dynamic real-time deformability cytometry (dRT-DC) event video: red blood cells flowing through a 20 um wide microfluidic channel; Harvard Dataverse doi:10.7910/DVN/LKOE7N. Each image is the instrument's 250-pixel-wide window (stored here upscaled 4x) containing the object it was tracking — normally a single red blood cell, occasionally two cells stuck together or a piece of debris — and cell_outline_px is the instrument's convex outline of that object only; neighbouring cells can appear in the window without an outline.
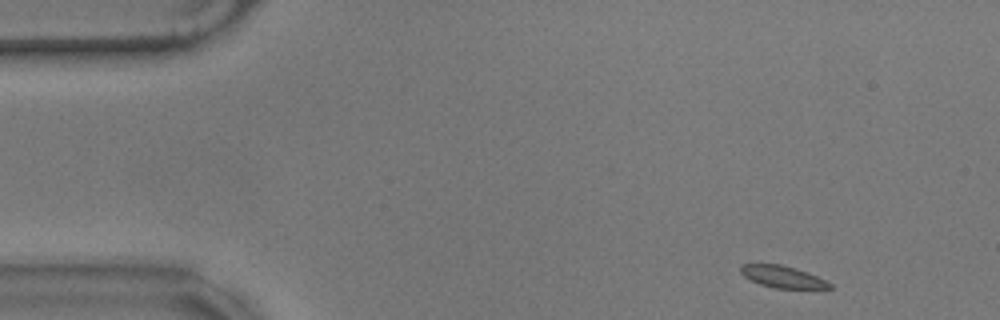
{"species": "common noctule bat (a hibernating species)", "species_latin": "Nyctalus noctula", "temperature_condition": "warm", "stored_images_in_passage": 53, "camera_frame_rate_fps": 3000, "um_per_image_px": 0.085, "animal": {"sex": "male", "body_mass_g": 17.9}, "frame": {"image": 1, "passage_image": 1, "time_ms": 0.0, "image_size_px": [1000, 320], "cell_outline_px": [[832, 288], [776, 288], [760, 284], [744, 276], [740, 272], [740, 264], [780, 264], [796, 268], [808, 272], [832, 284]], "centroid_in_image_um": [66.5, 23.51], "position_along_channel_um": 18.5, "area_um2": 11.21}}
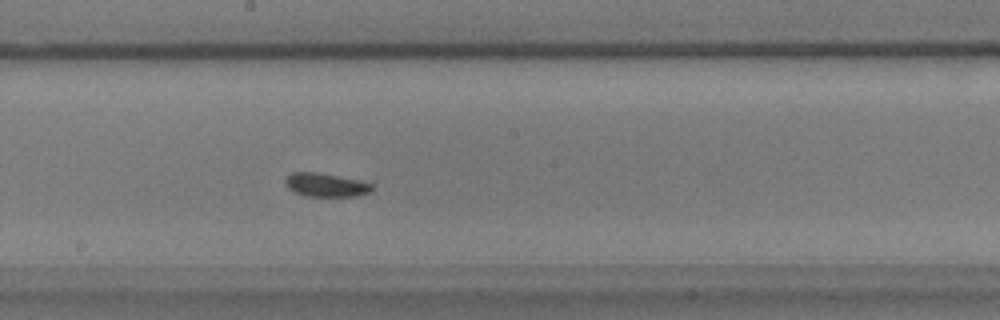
{"frame": {"image": 2, "passage_image": 26, "time_ms": 8.333, "image_size_px": [1000, 320], "cell_outline_px": [[372, 188], [368, 192], [360, 196], [304, 196], [292, 192], [284, 184], [284, 180], [292, 172], [316, 172], [356, 180], [372, 184]], "centroid_in_image_um": [27.61, 15.73], "position_along_channel_um": 220.6, "area_um2": 11.79}}
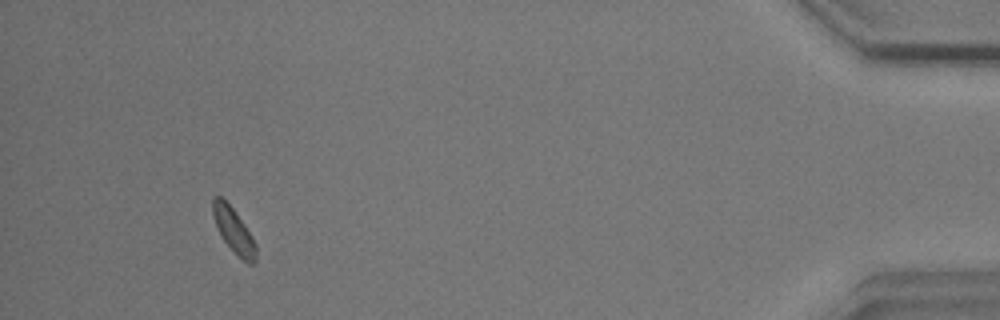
{"frame": {"image": 3, "passage_image": 49, "time_ms": 16.0, "image_size_px": [1000, 320], "cell_outline_px": [[256, 260], [252, 264], [248, 264], [220, 236], [216, 228], [212, 212], [212, 196], [220, 196], [232, 208], [244, 224], [252, 236], [256, 244]], "centroid_in_image_um": [19.84, 19.56], "position_along_channel_um": 415.4, "area_um2": 11.04}, "authors_computed_cell_mechanics": {"area_um2": 11.6756, "velocity_mm_per_s": 3.4676, "shape_relaxation_time_tau1_ms": 2.74, "shape_relaxation_time_tau2_ms": 9.7865, "deformation_change_tau1": 0.0784, "deformation_change_tau2": 0.0685}}